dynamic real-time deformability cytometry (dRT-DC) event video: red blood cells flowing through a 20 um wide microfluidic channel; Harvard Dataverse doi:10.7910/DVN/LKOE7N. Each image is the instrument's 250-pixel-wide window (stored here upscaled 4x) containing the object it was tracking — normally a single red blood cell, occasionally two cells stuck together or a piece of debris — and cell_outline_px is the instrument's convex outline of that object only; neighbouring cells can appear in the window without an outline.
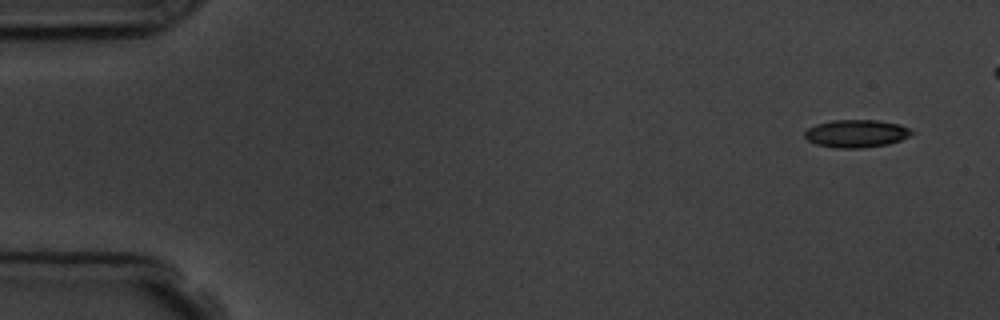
{"species": "common noctule bat (a hibernating species)", "species_latin": "Nyctalus noctula", "temperature_condition": "room temperature", "stored_images_in_passage": 5, "camera_frame_rate_fps": 3000, "um_per_image_px": 0.085, "animal": {"sex": "male", "body_mass_g": 19.5, "forearm_length_mm": 54.6}, "frame": {"image": 1, "passage_image": 1, "time_ms": 0.0, "image_size_px": [1000, 320], "cell_outline_px": [[916, 132], [900, 140], [888, 144], [860, 148], [836, 148], [816, 144], [808, 140], [804, 136], [804, 132], [808, 128], [816, 124], [832, 120], [876, 120], [900, 124]], "centroid_in_image_um": [72.78, 11.35], "position_along_channel_um": 12.2, "area_um2": 17.28}}